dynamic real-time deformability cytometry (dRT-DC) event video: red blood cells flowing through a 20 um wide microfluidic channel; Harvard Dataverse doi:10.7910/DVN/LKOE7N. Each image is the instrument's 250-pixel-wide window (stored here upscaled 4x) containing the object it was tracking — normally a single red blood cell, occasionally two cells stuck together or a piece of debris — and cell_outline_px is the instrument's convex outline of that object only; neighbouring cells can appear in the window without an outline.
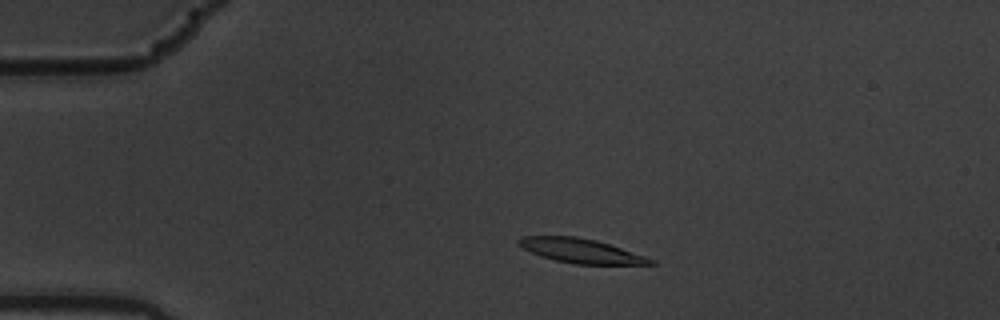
{"species": "common noctule bat (a hibernating species)", "species_latin": "Nyctalus noctula", "temperature_condition": "warm", "stored_images_in_passage": 10, "camera_frame_rate_fps": 3000, "um_per_image_px": 0.085, "animal": {"sex": "male", "body_mass_g": 19.5, "forearm_length_mm": 54.6}, "frame": {"image": 1, "passage_image": 3, "time_ms": 0.667, "image_size_px": [1000, 320], "cell_outline_px": [[656, 264], [572, 264], [540, 256], [524, 248], [516, 240], [524, 236], [576, 236], [596, 240], [656, 260]], "centroid_in_image_um": [49.38, 21.32], "position_along_channel_um": 35.6, "area_um2": 18.38}}
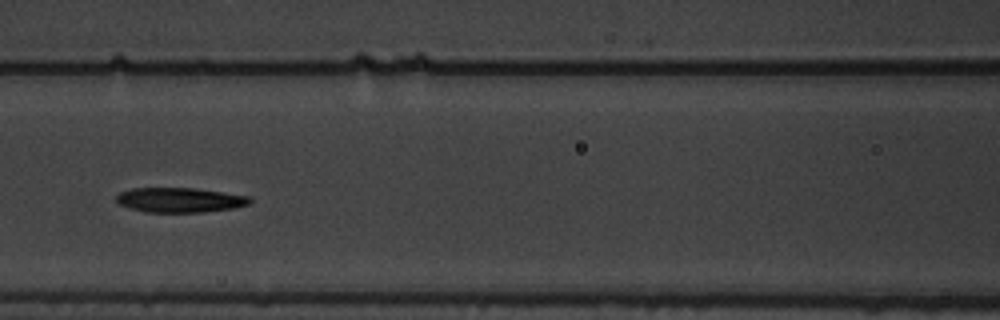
{"frame": {"image": 2, "passage_image": 7, "time_ms": 2.0, "image_size_px": [1000, 320], "cell_outline_px": [[252, 200], [248, 204], [232, 208], [204, 212], [148, 212], [128, 208], [120, 204], [116, 200], [116, 196], [120, 192], [132, 188], [196, 188], [224, 192], [248, 196]], "centroid_in_image_um": [15.26, 16.99], "position_along_channel_um": 151.3, "area_um2": 19.19}}
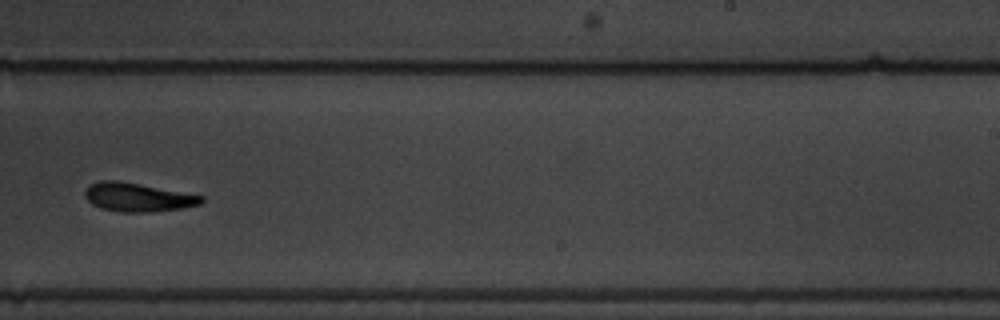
{"frame": {"image": 3, "passage_image": 10, "time_ms": 3.0, "image_size_px": [1000, 320], "cell_outline_px": [[204, 200], [200, 204], [184, 208], [152, 212], [120, 212], [100, 208], [92, 204], [84, 196], [84, 192], [88, 184], [100, 180], [116, 180], [140, 184], [204, 196]], "centroid_in_image_um": [11.68, 16.76], "position_along_channel_um": 277.3, "area_um2": 19.59}}